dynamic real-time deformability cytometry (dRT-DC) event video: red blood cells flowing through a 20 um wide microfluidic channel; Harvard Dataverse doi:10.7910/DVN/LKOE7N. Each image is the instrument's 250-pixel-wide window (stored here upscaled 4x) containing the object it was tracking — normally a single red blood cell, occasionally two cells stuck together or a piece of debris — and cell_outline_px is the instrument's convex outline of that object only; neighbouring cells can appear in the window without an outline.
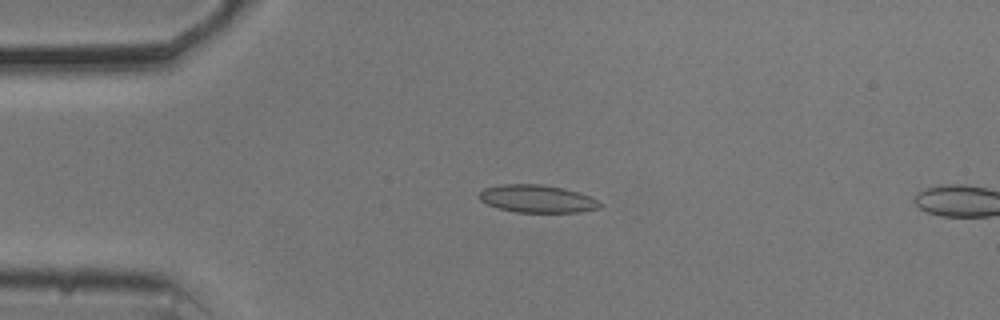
{"species": "common noctule bat (a hibernating species)", "species_latin": "Nyctalus noctula", "temperature_condition": "cold", "stored_images_in_passage": 15, "camera_frame_rate_fps": 3000, "um_per_image_px": 0.085, "animal": {"sex": "male", "body_mass_g": 20.5, "forearm_length_mm": 52.5}, "frame": {"image": 1, "passage_image": 13, "time_ms": 4.0, "image_size_px": [1000, 320], "cell_outline_px": [[604, 204], [600, 208], [580, 212], [516, 212], [500, 208], [488, 204], [480, 200], [476, 196], [484, 188], [500, 184], [540, 184], [564, 188], [588, 196]], "centroid_in_image_um": [45.64, 16.89], "position_along_channel_um": 39.4, "area_um2": 19.42}}